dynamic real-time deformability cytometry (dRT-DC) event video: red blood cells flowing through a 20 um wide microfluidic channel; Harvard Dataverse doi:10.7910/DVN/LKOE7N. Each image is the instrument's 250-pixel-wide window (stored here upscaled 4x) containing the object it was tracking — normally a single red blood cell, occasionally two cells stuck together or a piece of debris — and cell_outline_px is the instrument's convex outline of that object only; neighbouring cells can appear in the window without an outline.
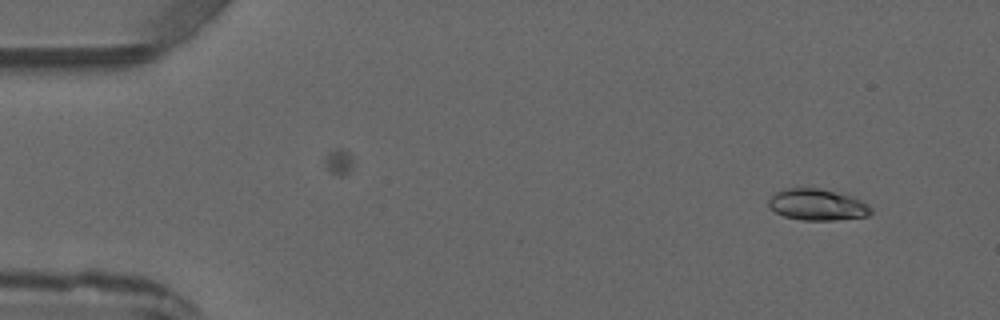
{"species": "common noctule bat (a hibernating species)", "species_latin": "Nyctalus noctula", "temperature_condition": "warm", "stored_images_in_passage": 2, "camera_frame_rate_fps": 3000, "um_per_image_px": 0.085, "animal": {"sex": "male", "forearm_length_mm": 52.5}, "frame": {"image": 1, "passage_image": 2, "time_ms": 2.0, "image_size_px": [1000, 320], "cell_outline_px": [[872, 212], [868, 216], [836, 220], [804, 220], [784, 216], [776, 212], [768, 204], [768, 200], [772, 192], [784, 188], [820, 188], [848, 196], [860, 200], [868, 204], [872, 208]], "centroid_in_image_um": [69.44, 17.39], "position_along_channel_um": 15.6, "area_um2": 18.67}}